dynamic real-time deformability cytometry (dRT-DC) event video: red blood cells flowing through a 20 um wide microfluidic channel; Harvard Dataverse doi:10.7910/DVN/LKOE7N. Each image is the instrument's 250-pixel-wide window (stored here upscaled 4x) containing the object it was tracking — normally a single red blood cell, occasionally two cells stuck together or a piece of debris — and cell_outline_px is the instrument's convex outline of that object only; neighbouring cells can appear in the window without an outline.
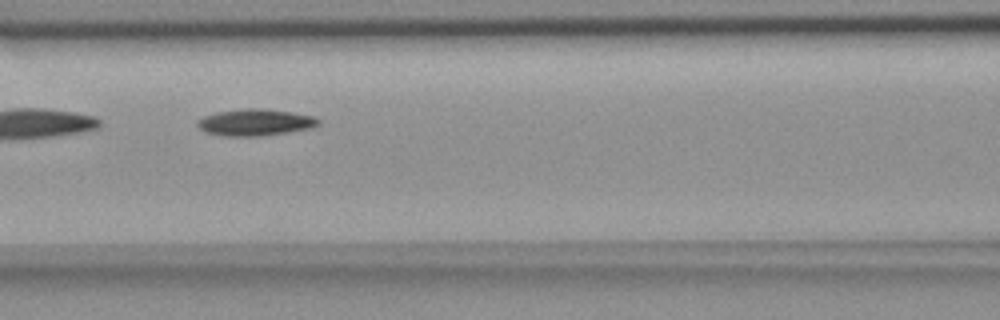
{"species": "common noctule bat (a hibernating species)", "species_latin": "Nyctalus noctula", "temperature_condition": "room temperature", "stored_images_in_passage": 5, "camera_frame_rate_fps": 3000, "um_per_image_px": 0.085, "animal": {"sex": "female", "body_mass_g": 18.4}, "frame": {"image": 1, "passage_image": 3, "time_ms": 2.333, "image_size_px": [1000, 320], "cell_outline_px": [[320, 124], [312, 128], [288, 132], [260, 136], [224, 136], [204, 132], [196, 124], [196, 120], [204, 116], [216, 112], [248, 108], [264, 108], [292, 112], [312, 116], [320, 120]], "centroid_in_image_um": [21.68, 10.4], "position_along_channel_um": 144.9, "area_um2": 18.9}}
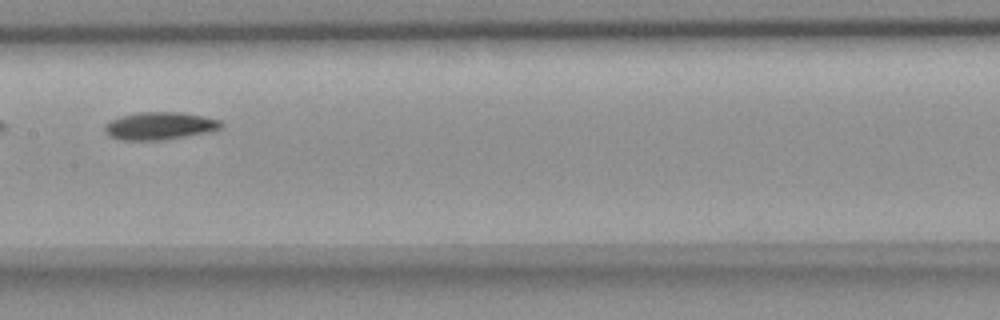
{"frame": {"image": 2, "passage_image": 4, "time_ms": 3.667, "image_size_px": [1000, 320], "cell_outline_px": [[224, 124], [220, 128], [212, 132], [164, 140], [124, 140], [108, 136], [104, 132], [104, 124], [108, 120], [140, 112], [180, 112], [220, 120]], "centroid_in_image_um": [13.56, 10.71], "position_along_channel_um": 193.8, "area_um2": 18.84}}
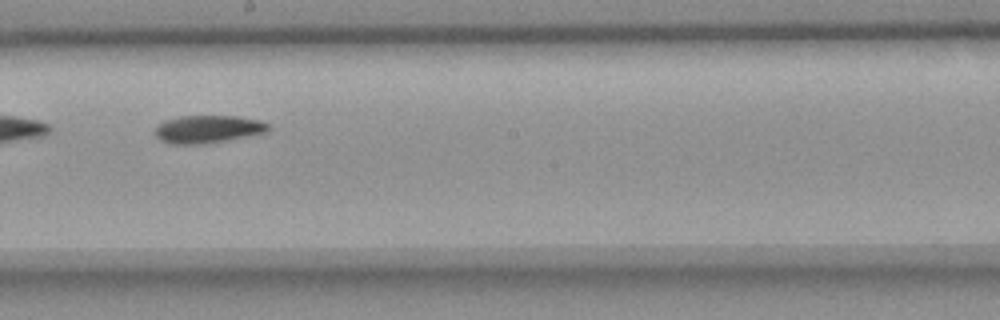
{"frame": {"image": 3, "passage_image": 5, "time_ms": 4.667, "image_size_px": [1000, 320], "cell_outline_px": [[268, 132], [228, 140], [204, 144], [172, 144], [160, 140], [156, 136], [156, 124], [180, 116], [236, 116], [260, 120], [268, 124]], "centroid_in_image_um": [17.67, 10.98], "position_along_channel_um": 230.5, "area_um2": 18.26}}